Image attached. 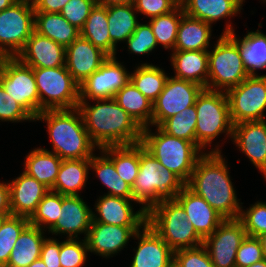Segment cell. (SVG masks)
I'll list each match as a JSON object with an SVG mask.
<instances>
[{
  "label": "cell",
  "instance_id": "35",
  "mask_svg": "<svg viewBox=\"0 0 266 267\" xmlns=\"http://www.w3.org/2000/svg\"><path fill=\"white\" fill-rule=\"evenodd\" d=\"M90 158V169L95 171L101 183L109 189L106 195L133 199L132 187L116 171L114 163L102 152Z\"/></svg>",
  "mask_w": 266,
  "mask_h": 267
},
{
  "label": "cell",
  "instance_id": "14",
  "mask_svg": "<svg viewBox=\"0 0 266 267\" xmlns=\"http://www.w3.org/2000/svg\"><path fill=\"white\" fill-rule=\"evenodd\" d=\"M116 56H109L98 70L79 86V101L111 99L129 81L130 73Z\"/></svg>",
  "mask_w": 266,
  "mask_h": 267
},
{
  "label": "cell",
  "instance_id": "4",
  "mask_svg": "<svg viewBox=\"0 0 266 267\" xmlns=\"http://www.w3.org/2000/svg\"><path fill=\"white\" fill-rule=\"evenodd\" d=\"M186 184L163 166L140 142V166L132 186L133 200L148 212L162 200L173 199Z\"/></svg>",
  "mask_w": 266,
  "mask_h": 267
},
{
  "label": "cell",
  "instance_id": "29",
  "mask_svg": "<svg viewBox=\"0 0 266 267\" xmlns=\"http://www.w3.org/2000/svg\"><path fill=\"white\" fill-rule=\"evenodd\" d=\"M90 170V159L62 160L56 181L51 191L62 195L78 196L86 187Z\"/></svg>",
  "mask_w": 266,
  "mask_h": 267
},
{
  "label": "cell",
  "instance_id": "20",
  "mask_svg": "<svg viewBox=\"0 0 266 267\" xmlns=\"http://www.w3.org/2000/svg\"><path fill=\"white\" fill-rule=\"evenodd\" d=\"M109 56L89 40L79 36L66 47L65 67L80 85L100 68Z\"/></svg>",
  "mask_w": 266,
  "mask_h": 267
},
{
  "label": "cell",
  "instance_id": "11",
  "mask_svg": "<svg viewBox=\"0 0 266 267\" xmlns=\"http://www.w3.org/2000/svg\"><path fill=\"white\" fill-rule=\"evenodd\" d=\"M0 84L12 99L36 118L39 114V95L32 67L17 57L0 58Z\"/></svg>",
  "mask_w": 266,
  "mask_h": 267
},
{
  "label": "cell",
  "instance_id": "50",
  "mask_svg": "<svg viewBox=\"0 0 266 267\" xmlns=\"http://www.w3.org/2000/svg\"><path fill=\"white\" fill-rule=\"evenodd\" d=\"M135 10L149 19L165 15L180 5V0H133Z\"/></svg>",
  "mask_w": 266,
  "mask_h": 267
},
{
  "label": "cell",
  "instance_id": "53",
  "mask_svg": "<svg viewBox=\"0 0 266 267\" xmlns=\"http://www.w3.org/2000/svg\"><path fill=\"white\" fill-rule=\"evenodd\" d=\"M4 183L0 182V213L12 214L10 205L9 183Z\"/></svg>",
  "mask_w": 266,
  "mask_h": 267
},
{
  "label": "cell",
  "instance_id": "23",
  "mask_svg": "<svg viewBox=\"0 0 266 267\" xmlns=\"http://www.w3.org/2000/svg\"><path fill=\"white\" fill-rule=\"evenodd\" d=\"M184 208L187 219L197 234L204 240L211 235L224 218L202 197L185 186L175 197Z\"/></svg>",
  "mask_w": 266,
  "mask_h": 267
},
{
  "label": "cell",
  "instance_id": "16",
  "mask_svg": "<svg viewBox=\"0 0 266 267\" xmlns=\"http://www.w3.org/2000/svg\"><path fill=\"white\" fill-rule=\"evenodd\" d=\"M143 226H117L91 222L86 242L88 252L104 258L117 255Z\"/></svg>",
  "mask_w": 266,
  "mask_h": 267
},
{
  "label": "cell",
  "instance_id": "27",
  "mask_svg": "<svg viewBox=\"0 0 266 267\" xmlns=\"http://www.w3.org/2000/svg\"><path fill=\"white\" fill-rule=\"evenodd\" d=\"M137 11L133 2L107 6V17L110 35V56L117 53V43L126 40L136 30L138 22Z\"/></svg>",
  "mask_w": 266,
  "mask_h": 267
},
{
  "label": "cell",
  "instance_id": "25",
  "mask_svg": "<svg viewBox=\"0 0 266 267\" xmlns=\"http://www.w3.org/2000/svg\"><path fill=\"white\" fill-rule=\"evenodd\" d=\"M244 0H180L187 16L213 24L240 14Z\"/></svg>",
  "mask_w": 266,
  "mask_h": 267
},
{
  "label": "cell",
  "instance_id": "3",
  "mask_svg": "<svg viewBox=\"0 0 266 267\" xmlns=\"http://www.w3.org/2000/svg\"><path fill=\"white\" fill-rule=\"evenodd\" d=\"M35 121H45L52 151L62 160L90 159L94 150L99 149L91 141L85 128L83 117L78 108L45 110L40 112Z\"/></svg>",
  "mask_w": 266,
  "mask_h": 267
},
{
  "label": "cell",
  "instance_id": "24",
  "mask_svg": "<svg viewBox=\"0 0 266 267\" xmlns=\"http://www.w3.org/2000/svg\"><path fill=\"white\" fill-rule=\"evenodd\" d=\"M9 189L12 215L26 218L32 216L40 201L50 190L25 172L11 182L9 181Z\"/></svg>",
  "mask_w": 266,
  "mask_h": 267
},
{
  "label": "cell",
  "instance_id": "17",
  "mask_svg": "<svg viewBox=\"0 0 266 267\" xmlns=\"http://www.w3.org/2000/svg\"><path fill=\"white\" fill-rule=\"evenodd\" d=\"M231 140L266 180V120L244 121L233 125Z\"/></svg>",
  "mask_w": 266,
  "mask_h": 267
},
{
  "label": "cell",
  "instance_id": "42",
  "mask_svg": "<svg viewBox=\"0 0 266 267\" xmlns=\"http://www.w3.org/2000/svg\"><path fill=\"white\" fill-rule=\"evenodd\" d=\"M29 218L9 216L0 228V267H6L11 251L21 232L29 225Z\"/></svg>",
  "mask_w": 266,
  "mask_h": 267
},
{
  "label": "cell",
  "instance_id": "19",
  "mask_svg": "<svg viewBox=\"0 0 266 267\" xmlns=\"http://www.w3.org/2000/svg\"><path fill=\"white\" fill-rule=\"evenodd\" d=\"M133 199L103 195L95 203V212H92V221L117 226H144L147 221V212L142 207L134 212Z\"/></svg>",
  "mask_w": 266,
  "mask_h": 267
},
{
  "label": "cell",
  "instance_id": "1",
  "mask_svg": "<svg viewBox=\"0 0 266 267\" xmlns=\"http://www.w3.org/2000/svg\"><path fill=\"white\" fill-rule=\"evenodd\" d=\"M226 162L216 145L196 161L186 186L206 200L224 219H236L243 203L237 198Z\"/></svg>",
  "mask_w": 266,
  "mask_h": 267
},
{
  "label": "cell",
  "instance_id": "28",
  "mask_svg": "<svg viewBox=\"0 0 266 267\" xmlns=\"http://www.w3.org/2000/svg\"><path fill=\"white\" fill-rule=\"evenodd\" d=\"M212 25L184 14L173 51H208Z\"/></svg>",
  "mask_w": 266,
  "mask_h": 267
},
{
  "label": "cell",
  "instance_id": "52",
  "mask_svg": "<svg viewBox=\"0 0 266 267\" xmlns=\"http://www.w3.org/2000/svg\"><path fill=\"white\" fill-rule=\"evenodd\" d=\"M69 0H32L35 12L60 13Z\"/></svg>",
  "mask_w": 266,
  "mask_h": 267
},
{
  "label": "cell",
  "instance_id": "18",
  "mask_svg": "<svg viewBox=\"0 0 266 267\" xmlns=\"http://www.w3.org/2000/svg\"><path fill=\"white\" fill-rule=\"evenodd\" d=\"M93 210L84 202L80 195H62V206L59 219L49 230V233L78 239V234L84 233L86 239L92 222ZM66 234V235H65Z\"/></svg>",
  "mask_w": 266,
  "mask_h": 267
},
{
  "label": "cell",
  "instance_id": "47",
  "mask_svg": "<svg viewBox=\"0 0 266 267\" xmlns=\"http://www.w3.org/2000/svg\"><path fill=\"white\" fill-rule=\"evenodd\" d=\"M96 4V0H69L60 14L70 24L81 30Z\"/></svg>",
  "mask_w": 266,
  "mask_h": 267
},
{
  "label": "cell",
  "instance_id": "43",
  "mask_svg": "<svg viewBox=\"0 0 266 267\" xmlns=\"http://www.w3.org/2000/svg\"><path fill=\"white\" fill-rule=\"evenodd\" d=\"M238 219L247 236L259 237L266 234V203L257 201L246 210L241 207Z\"/></svg>",
  "mask_w": 266,
  "mask_h": 267
},
{
  "label": "cell",
  "instance_id": "8",
  "mask_svg": "<svg viewBox=\"0 0 266 267\" xmlns=\"http://www.w3.org/2000/svg\"><path fill=\"white\" fill-rule=\"evenodd\" d=\"M195 107L197 124L195 128L196 146L205 152L207 145L221 133L232 138L233 123L225 91L204 88L198 95Z\"/></svg>",
  "mask_w": 266,
  "mask_h": 267
},
{
  "label": "cell",
  "instance_id": "38",
  "mask_svg": "<svg viewBox=\"0 0 266 267\" xmlns=\"http://www.w3.org/2000/svg\"><path fill=\"white\" fill-rule=\"evenodd\" d=\"M240 41V54L249 75H258L256 70L266 69V35L259 30L248 32Z\"/></svg>",
  "mask_w": 266,
  "mask_h": 267
},
{
  "label": "cell",
  "instance_id": "55",
  "mask_svg": "<svg viewBox=\"0 0 266 267\" xmlns=\"http://www.w3.org/2000/svg\"><path fill=\"white\" fill-rule=\"evenodd\" d=\"M18 0H0V12L12 6Z\"/></svg>",
  "mask_w": 266,
  "mask_h": 267
},
{
  "label": "cell",
  "instance_id": "56",
  "mask_svg": "<svg viewBox=\"0 0 266 267\" xmlns=\"http://www.w3.org/2000/svg\"><path fill=\"white\" fill-rule=\"evenodd\" d=\"M262 246L263 258L266 260V234L258 237Z\"/></svg>",
  "mask_w": 266,
  "mask_h": 267
},
{
  "label": "cell",
  "instance_id": "46",
  "mask_svg": "<svg viewBox=\"0 0 266 267\" xmlns=\"http://www.w3.org/2000/svg\"><path fill=\"white\" fill-rule=\"evenodd\" d=\"M174 262L178 267H215L203 244L174 251Z\"/></svg>",
  "mask_w": 266,
  "mask_h": 267
},
{
  "label": "cell",
  "instance_id": "58",
  "mask_svg": "<svg viewBox=\"0 0 266 267\" xmlns=\"http://www.w3.org/2000/svg\"><path fill=\"white\" fill-rule=\"evenodd\" d=\"M248 267H266V260L265 259L260 260V261L254 263Z\"/></svg>",
  "mask_w": 266,
  "mask_h": 267
},
{
  "label": "cell",
  "instance_id": "22",
  "mask_svg": "<svg viewBox=\"0 0 266 267\" xmlns=\"http://www.w3.org/2000/svg\"><path fill=\"white\" fill-rule=\"evenodd\" d=\"M65 56L66 47L34 31L16 57L32 68L50 69L65 66Z\"/></svg>",
  "mask_w": 266,
  "mask_h": 267
},
{
  "label": "cell",
  "instance_id": "33",
  "mask_svg": "<svg viewBox=\"0 0 266 267\" xmlns=\"http://www.w3.org/2000/svg\"><path fill=\"white\" fill-rule=\"evenodd\" d=\"M142 128L152 127L153 104L129 81L113 97Z\"/></svg>",
  "mask_w": 266,
  "mask_h": 267
},
{
  "label": "cell",
  "instance_id": "37",
  "mask_svg": "<svg viewBox=\"0 0 266 267\" xmlns=\"http://www.w3.org/2000/svg\"><path fill=\"white\" fill-rule=\"evenodd\" d=\"M80 36L89 40L94 46L100 48L110 56L107 6L95 5L85 21L83 28L80 30Z\"/></svg>",
  "mask_w": 266,
  "mask_h": 267
},
{
  "label": "cell",
  "instance_id": "36",
  "mask_svg": "<svg viewBox=\"0 0 266 267\" xmlns=\"http://www.w3.org/2000/svg\"><path fill=\"white\" fill-rule=\"evenodd\" d=\"M164 71L158 66L141 63L130 74V81L153 104L163 91L168 78Z\"/></svg>",
  "mask_w": 266,
  "mask_h": 267
},
{
  "label": "cell",
  "instance_id": "34",
  "mask_svg": "<svg viewBox=\"0 0 266 267\" xmlns=\"http://www.w3.org/2000/svg\"><path fill=\"white\" fill-rule=\"evenodd\" d=\"M99 150L114 163L119 176L132 187L140 166V143L106 146Z\"/></svg>",
  "mask_w": 266,
  "mask_h": 267
},
{
  "label": "cell",
  "instance_id": "39",
  "mask_svg": "<svg viewBox=\"0 0 266 267\" xmlns=\"http://www.w3.org/2000/svg\"><path fill=\"white\" fill-rule=\"evenodd\" d=\"M181 5L172 12L153 17L149 20L157 45H163L164 49L175 48L177 32L181 17L184 15Z\"/></svg>",
  "mask_w": 266,
  "mask_h": 267
},
{
  "label": "cell",
  "instance_id": "40",
  "mask_svg": "<svg viewBox=\"0 0 266 267\" xmlns=\"http://www.w3.org/2000/svg\"><path fill=\"white\" fill-rule=\"evenodd\" d=\"M196 124L197 111L193 105L164 120L158 127L170 136L191 141L196 145Z\"/></svg>",
  "mask_w": 266,
  "mask_h": 267
},
{
  "label": "cell",
  "instance_id": "12",
  "mask_svg": "<svg viewBox=\"0 0 266 267\" xmlns=\"http://www.w3.org/2000/svg\"><path fill=\"white\" fill-rule=\"evenodd\" d=\"M233 125L244 121L265 120L266 75H249L226 91Z\"/></svg>",
  "mask_w": 266,
  "mask_h": 267
},
{
  "label": "cell",
  "instance_id": "59",
  "mask_svg": "<svg viewBox=\"0 0 266 267\" xmlns=\"http://www.w3.org/2000/svg\"><path fill=\"white\" fill-rule=\"evenodd\" d=\"M12 214H4V213H0V228L2 227L4 221L11 216Z\"/></svg>",
  "mask_w": 266,
  "mask_h": 267
},
{
  "label": "cell",
  "instance_id": "15",
  "mask_svg": "<svg viewBox=\"0 0 266 267\" xmlns=\"http://www.w3.org/2000/svg\"><path fill=\"white\" fill-rule=\"evenodd\" d=\"M245 237V228L238 218L224 219L217 229L203 240V245L215 267H236V253Z\"/></svg>",
  "mask_w": 266,
  "mask_h": 267
},
{
  "label": "cell",
  "instance_id": "60",
  "mask_svg": "<svg viewBox=\"0 0 266 267\" xmlns=\"http://www.w3.org/2000/svg\"><path fill=\"white\" fill-rule=\"evenodd\" d=\"M168 267H178L176 263L173 261Z\"/></svg>",
  "mask_w": 266,
  "mask_h": 267
},
{
  "label": "cell",
  "instance_id": "5",
  "mask_svg": "<svg viewBox=\"0 0 266 267\" xmlns=\"http://www.w3.org/2000/svg\"><path fill=\"white\" fill-rule=\"evenodd\" d=\"M213 50H208L207 89L227 91L239 85L249 74L240 54V41L232 23L227 24Z\"/></svg>",
  "mask_w": 266,
  "mask_h": 267
},
{
  "label": "cell",
  "instance_id": "32",
  "mask_svg": "<svg viewBox=\"0 0 266 267\" xmlns=\"http://www.w3.org/2000/svg\"><path fill=\"white\" fill-rule=\"evenodd\" d=\"M62 159L55 153L42 148H35L26 156L24 171L28 176L36 178L50 190L53 188L61 166Z\"/></svg>",
  "mask_w": 266,
  "mask_h": 267
},
{
  "label": "cell",
  "instance_id": "6",
  "mask_svg": "<svg viewBox=\"0 0 266 267\" xmlns=\"http://www.w3.org/2000/svg\"><path fill=\"white\" fill-rule=\"evenodd\" d=\"M143 128L141 143L163 166L185 184L190 180L196 161L204 154L193 142L170 136L156 126Z\"/></svg>",
  "mask_w": 266,
  "mask_h": 267
},
{
  "label": "cell",
  "instance_id": "51",
  "mask_svg": "<svg viewBox=\"0 0 266 267\" xmlns=\"http://www.w3.org/2000/svg\"><path fill=\"white\" fill-rule=\"evenodd\" d=\"M60 241L54 238H45L41 247L40 258L47 267H61Z\"/></svg>",
  "mask_w": 266,
  "mask_h": 267
},
{
  "label": "cell",
  "instance_id": "26",
  "mask_svg": "<svg viewBox=\"0 0 266 267\" xmlns=\"http://www.w3.org/2000/svg\"><path fill=\"white\" fill-rule=\"evenodd\" d=\"M173 77L195 82L207 89L208 51H172Z\"/></svg>",
  "mask_w": 266,
  "mask_h": 267
},
{
  "label": "cell",
  "instance_id": "13",
  "mask_svg": "<svg viewBox=\"0 0 266 267\" xmlns=\"http://www.w3.org/2000/svg\"><path fill=\"white\" fill-rule=\"evenodd\" d=\"M203 89L195 82L168 76L163 91L153 102L152 126H159L169 117L195 105Z\"/></svg>",
  "mask_w": 266,
  "mask_h": 267
},
{
  "label": "cell",
  "instance_id": "2",
  "mask_svg": "<svg viewBox=\"0 0 266 267\" xmlns=\"http://www.w3.org/2000/svg\"><path fill=\"white\" fill-rule=\"evenodd\" d=\"M92 101L96 104L79 101L77 108L97 148L141 142L143 128L113 98Z\"/></svg>",
  "mask_w": 266,
  "mask_h": 267
},
{
  "label": "cell",
  "instance_id": "7",
  "mask_svg": "<svg viewBox=\"0 0 266 267\" xmlns=\"http://www.w3.org/2000/svg\"><path fill=\"white\" fill-rule=\"evenodd\" d=\"M146 223L173 250L193 248L203 244L182 205L175 199H165L147 212Z\"/></svg>",
  "mask_w": 266,
  "mask_h": 267
},
{
  "label": "cell",
  "instance_id": "10",
  "mask_svg": "<svg viewBox=\"0 0 266 267\" xmlns=\"http://www.w3.org/2000/svg\"><path fill=\"white\" fill-rule=\"evenodd\" d=\"M35 31L32 0H18L0 12V58L16 57Z\"/></svg>",
  "mask_w": 266,
  "mask_h": 267
},
{
  "label": "cell",
  "instance_id": "48",
  "mask_svg": "<svg viewBox=\"0 0 266 267\" xmlns=\"http://www.w3.org/2000/svg\"><path fill=\"white\" fill-rule=\"evenodd\" d=\"M0 120L3 122L35 121L34 118L11 96H9L0 84Z\"/></svg>",
  "mask_w": 266,
  "mask_h": 267
},
{
  "label": "cell",
  "instance_id": "57",
  "mask_svg": "<svg viewBox=\"0 0 266 267\" xmlns=\"http://www.w3.org/2000/svg\"><path fill=\"white\" fill-rule=\"evenodd\" d=\"M28 267H47L41 258L32 262Z\"/></svg>",
  "mask_w": 266,
  "mask_h": 267
},
{
  "label": "cell",
  "instance_id": "45",
  "mask_svg": "<svg viewBox=\"0 0 266 267\" xmlns=\"http://www.w3.org/2000/svg\"><path fill=\"white\" fill-rule=\"evenodd\" d=\"M126 43L128 51L135 55H149L158 46L152 28L148 23H139L133 34L126 40Z\"/></svg>",
  "mask_w": 266,
  "mask_h": 267
},
{
  "label": "cell",
  "instance_id": "41",
  "mask_svg": "<svg viewBox=\"0 0 266 267\" xmlns=\"http://www.w3.org/2000/svg\"><path fill=\"white\" fill-rule=\"evenodd\" d=\"M61 206L62 194L49 190L29 218L30 225L37 226L45 232L47 229L49 231L59 219Z\"/></svg>",
  "mask_w": 266,
  "mask_h": 267
},
{
  "label": "cell",
  "instance_id": "9",
  "mask_svg": "<svg viewBox=\"0 0 266 267\" xmlns=\"http://www.w3.org/2000/svg\"><path fill=\"white\" fill-rule=\"evenodd\" d=\"M33 73L39 95V113L78 107L80 85L65 66L33 68Z\"/></svg>",
  "mask_w": 266,
  "mask_h": 267
},
{
  "label": "cell",
  "instance_id": "54",
  "mask_svg": "<svg viewBox=\"0 0 266 267\" xmlns=\"http://www.w3.org/2000/svg\"><path fill=\"white\" fill-rule=\"evenodd\" d=\"M131 2H133V0H96V3L101 6L127 4Z\"/></svg>",
  "mask_w": 266,
  "mask_h": 267
},
{
  "label": "cell",
  "instance_id": "31",
  "mask_svg": "<svg viewBox=\"0 0 266 267\" xmlns=\"http://www.w3.org/2000/svg\"><path fill=\"white\" fill-rule=\"evenodd\" d=\"M35 32L67 47L79 36L80 30L60 13L35 12Z\"/></svg>",
  "mask_w": 266,
  "mask_h": 267
},
{
  "label": "cell",
  "instance_id": "49",
  "mask_svg": "<svg viewBox=\"0 0 266 267\" xmlns=\"http://www.w3.org/2000/svg\"><path fill=\"white\" fill-rule=\"evenodd\" d=\"M263 259L262 246L258 237L246 235L237 250L235 266L248 267Z\"/></svg>",
  "mask_w": 266,
  "mask_h": 267
},
{
  "label": "cell",
  "instance_id": "21",
  "mask_svg": "<svg viewBox=\"0 0 266 267\" xmlns=\"http://www.w3.org/2000/svg\"><path fill=\"white\" fill-rule=\"evenodd\" d=\"M141 230L133 237L139 241L130 267H168L174 261V251L147 223Z\"/></svg>",
  "mask_w": 266,
  "mask_h": 267
},
{
  "label": "cell",
  "instance_id": "44",
  "mask_svg": "<svg viewBox=\"0 0 266 267\" xmlns=\"http://www.w3.org/2000/svg\"><path fill=\"white\" fill-rule=\"evenodd\" d=\"M86 239L67 238L60 242L61 267H83L87 259Z\"/></svg>",
  "mask_w": 266,
  "mask_h": 267
},
{
  "label": "cell",
  "instance_id": "30",
  "mask_svg": "<svg viewBox=\"0 0 266 267\" xmlns=\"http://www.w3.org/2000/svg\"><path fill=\"white\" fill-rule=\"evenodd\" d=\"M45 238L42 229L29 224L16 240L6 267H28L39 259Z\"/></svg>",
  "mask_w": 266,
  "mask_h": 267
}]
</instances>
